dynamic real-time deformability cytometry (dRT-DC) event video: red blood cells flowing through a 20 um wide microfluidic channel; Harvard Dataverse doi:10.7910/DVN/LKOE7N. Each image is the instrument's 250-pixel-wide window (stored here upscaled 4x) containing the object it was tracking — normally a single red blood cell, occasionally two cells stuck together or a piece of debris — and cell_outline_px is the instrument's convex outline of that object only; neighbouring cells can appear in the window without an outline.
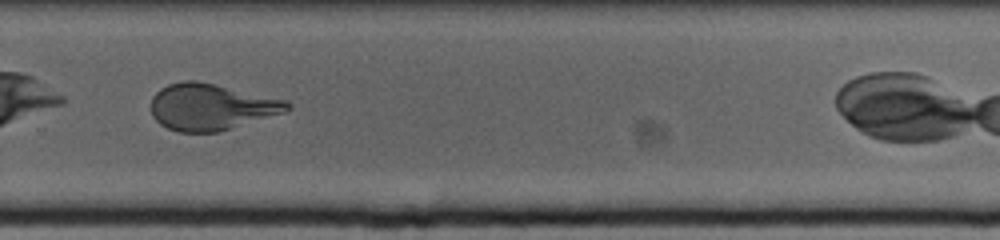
{"species": "human", "species_latin": "Homo sapiens", "temperature_condition": "cold", "stored_images_in_passage": 37, "camera_frame_rate_fps": 3000, "um_per_image_px": 0.085, "donor": {"sex": "female"}, "frame": {"image": 1, "passage_image": 27, "time_ms": 8.667, "image_size_px": [1000, 240], "cell_outline_px": [[292, 104], [284, 112], [220, 132], [180, 132], [168, 128], [160, 124], [152, 116], [152, 96], [160, 88], [168, 84], [184, 80], [196, 80], [288, 100]], "centroid_in_image_um": [17.93, 9.08], "position_along_channel_um": 311.9, "area_um2": 36.82}}